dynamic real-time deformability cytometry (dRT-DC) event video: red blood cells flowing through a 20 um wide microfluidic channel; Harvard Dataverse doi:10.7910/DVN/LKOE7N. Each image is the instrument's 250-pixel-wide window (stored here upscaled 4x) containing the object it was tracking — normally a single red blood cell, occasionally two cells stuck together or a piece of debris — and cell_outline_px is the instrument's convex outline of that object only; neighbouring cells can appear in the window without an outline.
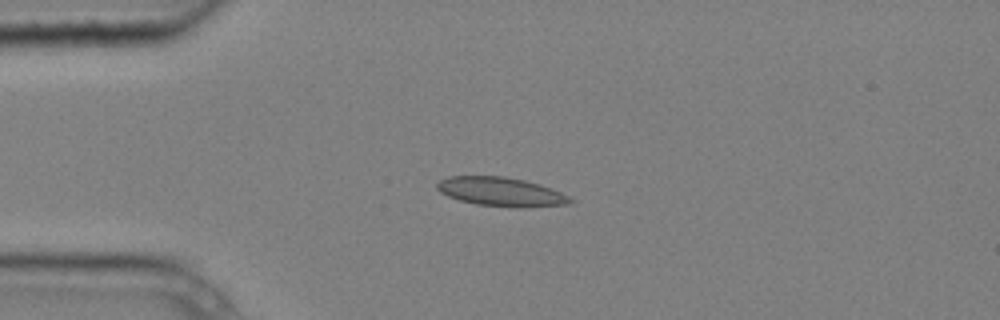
{"species": "common noctule bat (a hibernating species)", "species_latin": "Nyctalus noctula", "temperature_condition": "cold", "stored_images_in_passage": 4, "camera_frame_rate_fps": 3000, "um_per_image_px": 0.085, "animal": {"sex": "male", "body_mass_g": 20.4}, "frame": {"image": 1, "passage_image": 2, "time_ms": 0.333, "image_size_px": [1000, 320], "cell_outline_px": [[576, 200], [568, 204], [520, 208], [516, 208], [476, 204], [460, 200], [448, 196], [440, 192], [436, 188], [436, 184], [440, 180], [448, 176], [504, 176], [524, 180], [540, 184], [552, 188]], "centroid_in_image_um": [42.6, 16.3], "position_along_channel_um": 42.4, "area_um2": 22.6}}
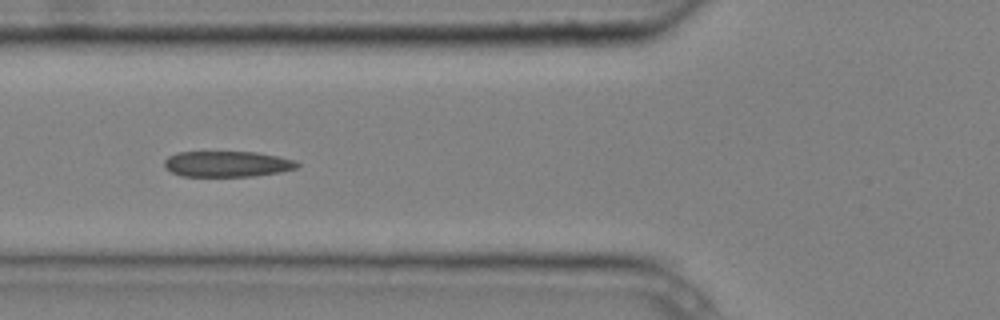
{"frame": {"image": 2, "passage_image": 4, "time_ms": 1.0, "image_size_px": [1000, 320], "cell_outline_px": [[300, 164], [296, 168], [280, 172], [252, 176], [180, 176], [164, 168], [164, 160], [168, 156], [176, 152], [256, 152], [280, 156], [296, 160]], "centroid_in_image_um": [19.3, 13.93], "position_along_channel_um": 106.5, "area_um2": 20.11}}